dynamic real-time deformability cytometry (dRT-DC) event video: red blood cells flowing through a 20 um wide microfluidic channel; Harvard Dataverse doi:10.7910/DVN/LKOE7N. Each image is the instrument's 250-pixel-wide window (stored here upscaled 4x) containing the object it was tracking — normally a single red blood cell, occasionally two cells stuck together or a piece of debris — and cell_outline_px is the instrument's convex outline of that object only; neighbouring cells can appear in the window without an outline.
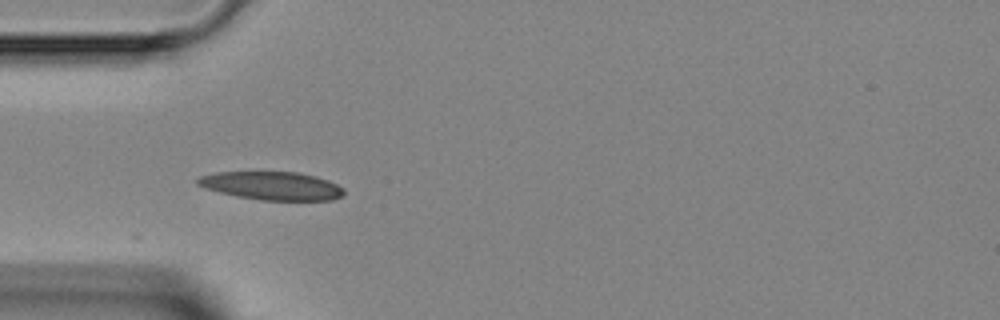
{"species": "Egyptian fruit bat (a non-hibernating species)", "species_latin": "Rousettus aegyptiacus", "temperature_condition": "room temperature", "stored_images_in_passage": 12, "camera_frame_rate_fps": 3000, "um_per_image_px": 0.085, "animal": {"sex": "female"}, "frame": {"image": 1, "passage_image": 1, "time_ms": 0.0, "image_size_px": [1000, 320], "cell_outline_px": [[344, 196], [332, 200], [260, 200], [236, 196], [204, 188], [196, 184], [196, 180], [200, 176], [216, 172], [296, 172], [316, 176], [328, 180], [344, 188]], "centroid_in_image_um": [23.12, 15.79], "position_along_channel_um": 61.9, "area_um2": 24.16}}
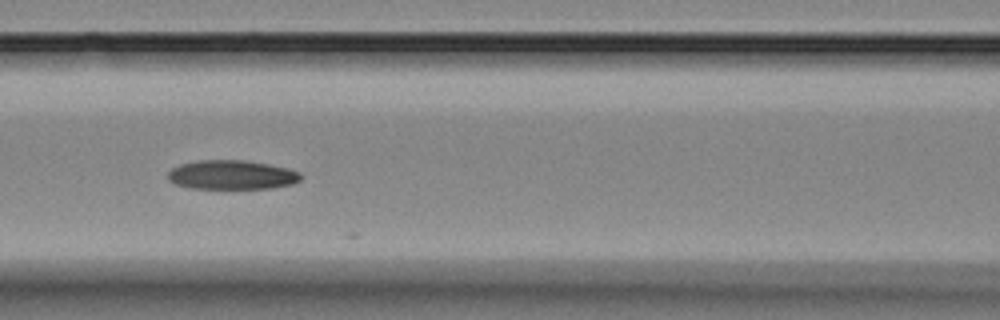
{"frame": {"image": 2, "passage_image": 7, "time_ms": 2.0, "image_size_px": [1000, 320], "cell_outline_px": [[300, 180], [292, 184], [272, 188], [192, 188], [172, 184], [168, 180], [168, 172], [172, 168], [180, 164], [196, 160], [244, 160], [268, 164], [288, 168], [300, 172]], "centroid_in_image_um": [19.67, 14.86], "position_along_channel_um": 146.9, "area_um2": 22.66}}
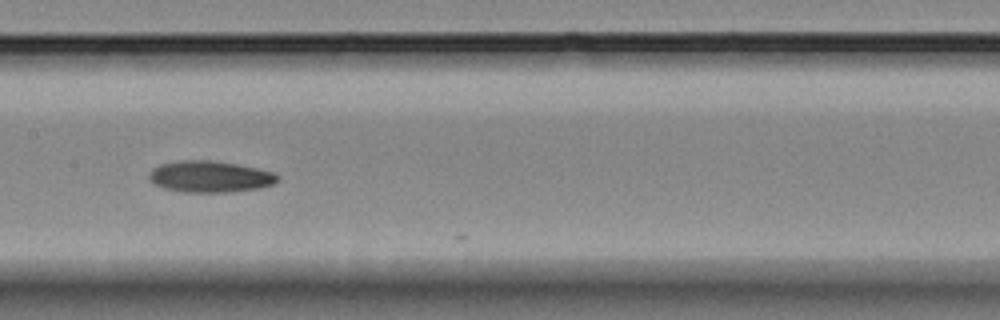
{"frame": {"image": 3, "passage_image": 10, "time_ms": 3.0, "image_size_px": [1000, 320], "cell_outline_px": [[280, 176], [272, 184], [260, 188], [228, 192], [180, 192], [164, 188], [152, 184], [148, 180], [148, 176], [160, 164], [180, 160], [212, 160], [236, 164], [256, 168], [272, 172]], "centroid_in_image_um": [17.81, 15.02], "position_along_channel_um": 189.6, "area_um2": 23.47}}